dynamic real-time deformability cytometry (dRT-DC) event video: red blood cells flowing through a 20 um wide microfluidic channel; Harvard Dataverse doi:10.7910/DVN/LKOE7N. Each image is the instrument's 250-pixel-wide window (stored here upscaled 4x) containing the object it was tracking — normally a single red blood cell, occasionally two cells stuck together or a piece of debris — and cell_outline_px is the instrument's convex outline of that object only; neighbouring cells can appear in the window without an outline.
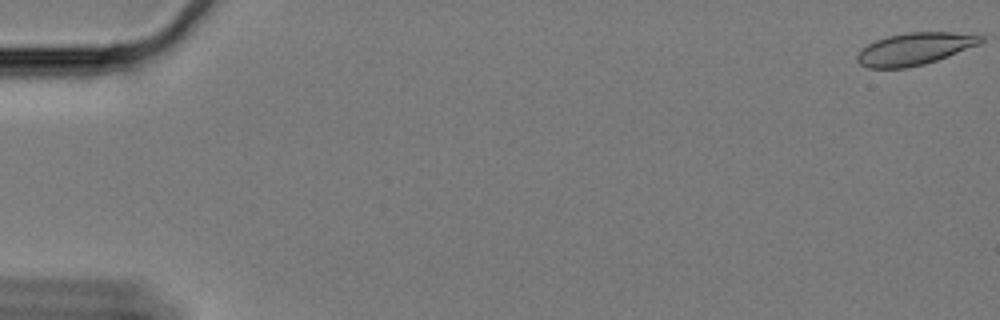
{"species": "Egyptian fruit bat (a non-hibernating species)", "species_latin": "Rousettus aegyptiacus", "temperature_condition": "cold", "stored_images_in_passage": 61, "camera_frame_rate_fps": 3000, "um_per_image_px": 0.085, "animal": {"sex": "female"}, "frame": {"image": 1, "passage_image": 1, "time_ms": 0.0, "image_size_px": [1000, 320], "cell_outline_px": [[984, 40], [980, 44], [948, 56], [924, 64], [904, 68], [868, 68], [860, 64], [856, 60], [856, 56], [860, 48], [876, 40], [888, 36], [908, 32], [980, 32], [984, 36]], "centroid_in_image_um": [77.8, 4.13], "position_along_channel_um": 7.2, "area_um2": 23.58}}
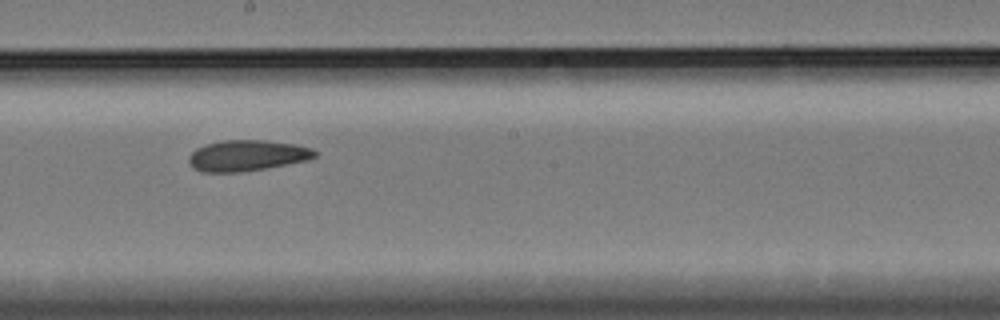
{"frame": {"image": 2, "passage_image": 35, "time_ms": 11.333, "image_size_px": [1000, 320], "cell_outline_px": [[320, 152], [316, 156], [308, 160], [264, 168], [240, 172], [200, 172], [192, 168], [188, 160], [188, 156], [196, 148], [204, 144], [224, 140], [264, 140], [296, 144], [312, 148]], "centroid_in_image_um": [20.99, 13.21], "position_along_channel_um": 227.2, "area_um2": 22.89}}
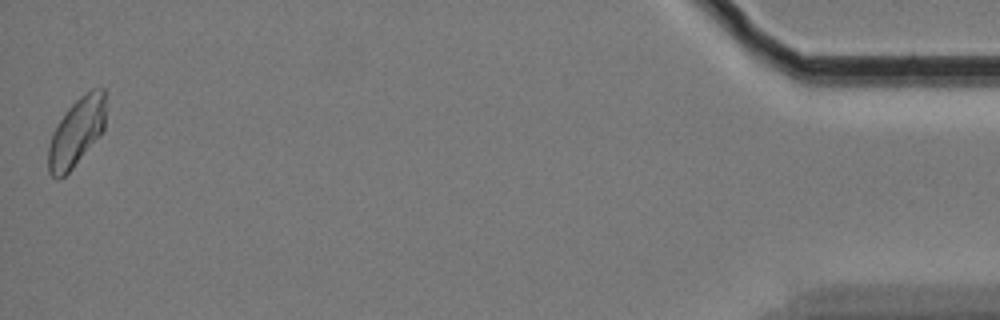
{"frame": {"image": 3, "passage_image": 61, "time_ms": 20.0, "image_size_px": [1000, 320], "cell_outline_px": [[104, 128], [72, 168], [60, 180], [56, 180], [48, 172], [48, 148], [52, 132], [64, 112], [84, 92], [92, 88], [104, 88]], "centroid_in_image_um": [6.45, 11.23], "position_along_channel_um": 428.7, "area_um2": 22.48}, "authors_computed_cell_mechanics": {"area_um2": 23.0044, "velocity_mm_per_s": 3.311, "shape_relaxation_time_tau1_ms": null, "shape_relaxation_time_tau2_ms": 4.9035, "deformation_change_tau1": null, "deformation_change_tau2": 0.0772}}